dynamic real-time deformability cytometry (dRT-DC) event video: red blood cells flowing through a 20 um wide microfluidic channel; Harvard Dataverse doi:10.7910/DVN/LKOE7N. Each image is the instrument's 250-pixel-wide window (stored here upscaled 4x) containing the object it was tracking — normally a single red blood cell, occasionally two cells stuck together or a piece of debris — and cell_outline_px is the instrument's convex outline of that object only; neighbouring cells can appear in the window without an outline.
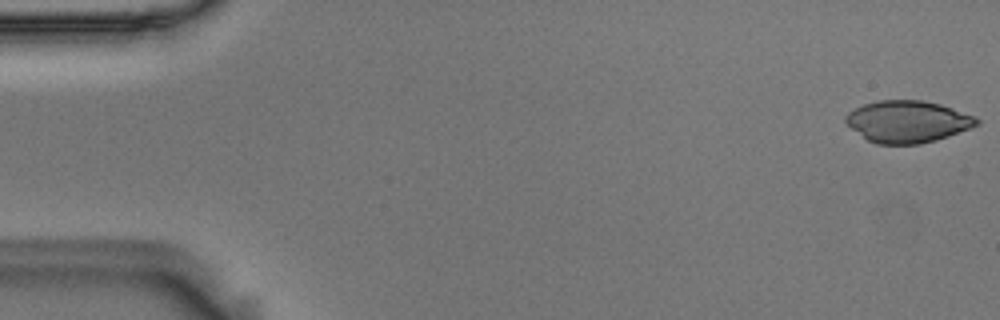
{"species": "Egyptian fruit bat (a non-hibernating species)", "species_latin": "Rousettus aegyptiacus", "temperature_condition": "room temperature", "stored_images_in_passage": 55, "camera_frame_rate_fps": 3000, "um_per_image_px": 0.085, "animal": {"sex": "male"}, "frame": {"image": 1, "passage_image": 1, "time_ms": 0.0, "image_size_px": [1000, 320], "cell_outline_px": [[980, 124], [948, 136], [936, 140], [920, 144], [876, 144], [868, 140], [852, 128], [844, 120], [844, 116], [848, 112], [864, 104], [876, 100], [924, 100], [940, 104], [976, 116], [980, 120]], "centroid_in_image_um": [77.16, 10.33], "position_along_channel_um": 7.8, "area_um2": 31.96}}